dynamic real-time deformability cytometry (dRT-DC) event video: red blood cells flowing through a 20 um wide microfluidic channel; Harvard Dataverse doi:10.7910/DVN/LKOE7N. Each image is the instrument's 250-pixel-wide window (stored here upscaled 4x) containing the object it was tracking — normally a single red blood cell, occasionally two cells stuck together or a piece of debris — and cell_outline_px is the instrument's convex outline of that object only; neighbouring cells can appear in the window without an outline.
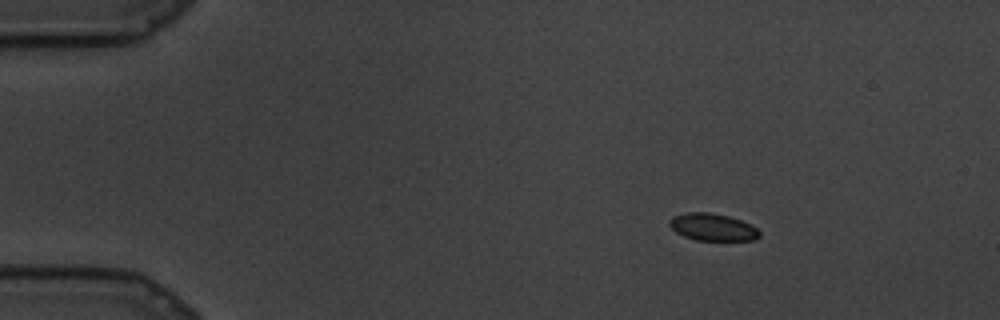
{"species": "common noctule bat (a hibernating species)", "species_latin": "Nyctalus noctula", "temperature_condition": "cold", "stored_images_in_passage": 74, "camera_frame_rate_fps": 3000, "um_per_image_px": 0.085, "animal": {"sex": "male", "body_mass_g": 19.5, "forearm_length_mm": 54.6}, "frame": {"image": 1, "passage_image": 1, "time_ms": 0.0, "image_size_px": [1000, 320], "cell_outline_px": [[760, 236], [756, 240], [696, 240], [684, 236], [676, 232], [668, 224], [668, 220], [672, 216], [688, 212], [708, 212], [728, 216], [752, 224], [760, 232]], "centroid_in_image_um": [60.57, 19.3], "position_along_channel_um": 24.4, "area_um2": 14.33}}
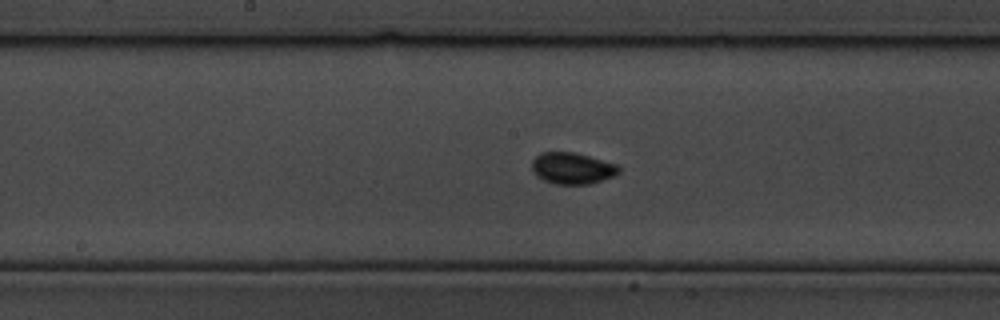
{"frame": {"image": 2, "passage_image": 33, "time_ms": 10.667, "image_size_px": [1000, 320], "cell_outline_px": [[620, 172], [612, 176], [588, 184], [556, 184], [544, 180], [536, 176], [532, 168], [532, 160], [540, 152], [572, 152], [588, 156], [616, 164], [620, 168]], "centroid_in_image_um": [48.61, 14.3], "position_along_channel_um": 199.6, "area_um2": 15.72}}
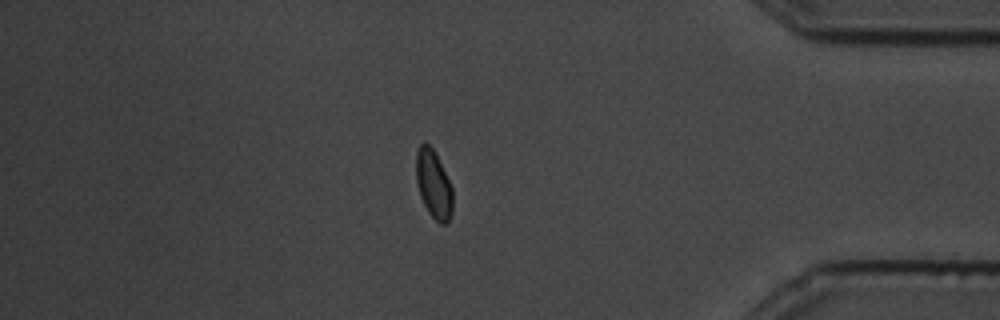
{"frame": {"image": 3, "passage_image": 62, "time_ms": 20.333, "image_size_px": [1000, 320], "cell_outline_px": [[452, 212], [448, 220], [444, 224], [440, 224], [428, 212], [420, 196], [416, 180], [416, 152], [420, 144], [424, 140], [432, 148], [452, 188]], "centroid_in_image_um": [36.83, 15.66], "position_along_channel_um": 398.4, "area_um2": 14.28}}